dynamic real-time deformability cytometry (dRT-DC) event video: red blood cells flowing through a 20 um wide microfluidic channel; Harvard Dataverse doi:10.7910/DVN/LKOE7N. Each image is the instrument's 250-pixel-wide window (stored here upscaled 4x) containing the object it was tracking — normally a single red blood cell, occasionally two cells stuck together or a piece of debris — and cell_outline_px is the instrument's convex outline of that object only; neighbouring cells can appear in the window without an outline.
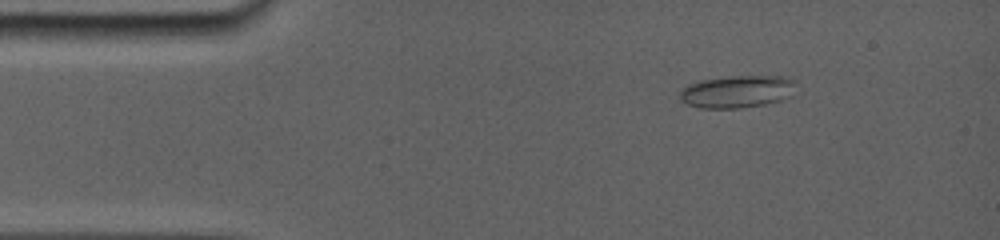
{"species": "common noctule bat (a hibernating species)", "species_latin": "Nyctalus noctula", "temperature_condition": "room temperature", "stored_images_in_passage": 16, "camera_frame_rate_fps": 5000, "um_per_image_px": 0.085, "animal": {"sex": "female", "body_mass_g": 19.0, "forearm_length_mm": 56.7}, "frame": {"image": 1, "passage_image": 2, "time_ms": 1.0, "image_size_px": [1000, 240], "cell_outline_px": [[800, 92], [780, 100], [764, 104], [740, 108], [700, 108], [688, 104], [680, 100], [680, 88], [688, 84], [700, 80], [728, 76], [784, 76], [796, 80]], "centroid_in_image_um": [62.73, 7.77], "position_along_channel_um": 22.3, "area_um2": 22.48}}
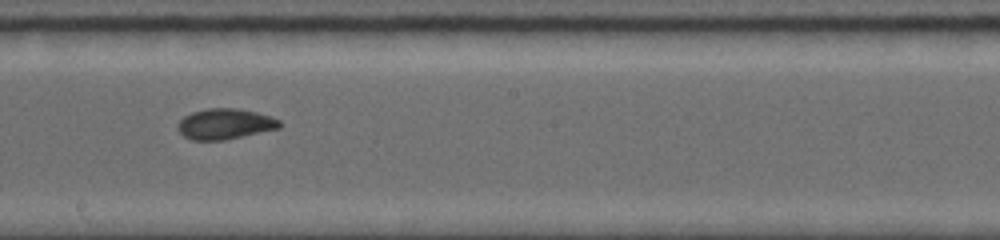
{"frame": {"image": 2, "passage_image": 9, "time_ms": 8.0, "image_size_px": [1000, 240], "cell_outline_px": [[280, 128], [224, 140], [192, 140], [184, 136], [176, 128], [176, 124], [184, 116], [192, 112], [208, 108], [236, 108], [256, 112], [280, 120]], "centroid_in_image_um": [19.08, 10.53], "position_along_channel_um": 229.1, "area_um2": 18.09}}
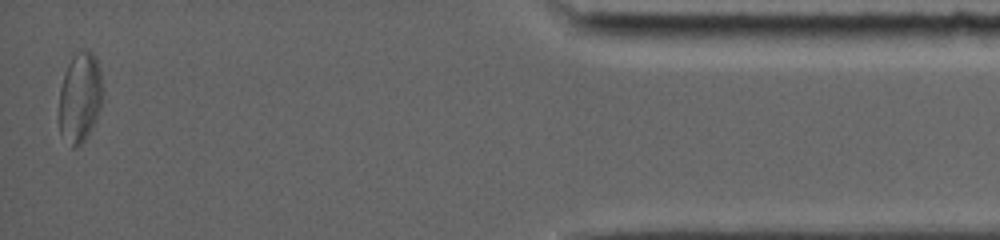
{"frame": {"image": 3, "passage_image": 16, "time_ms": 14.8, "image_size_px": [1000, 240], "cell_outline_px": [[104, 92], [100, 108], [88, 136], [80, 144], [72, 148], [60, 136], [60, 88], [64, 72], [72, 56], [76, 52], [88, 48], [96, 56], [100, 72]], "centroid_in_image_um": [6.81, 8.26], "position_along_channel_um": 428.4, "area_um2": 23.18}, "authors_computed_cell_mechanics": {"area_um2": 18.3804, "velocity_mm_per_s": 3.8516, "shape_relaxation_time_tau1_ms": 6.1509, "shape_relaxation_time_tau2_ms": 1.7037, "deformation_change_tau1": 0.17, "deformation_change_tau2": 0.0581}}